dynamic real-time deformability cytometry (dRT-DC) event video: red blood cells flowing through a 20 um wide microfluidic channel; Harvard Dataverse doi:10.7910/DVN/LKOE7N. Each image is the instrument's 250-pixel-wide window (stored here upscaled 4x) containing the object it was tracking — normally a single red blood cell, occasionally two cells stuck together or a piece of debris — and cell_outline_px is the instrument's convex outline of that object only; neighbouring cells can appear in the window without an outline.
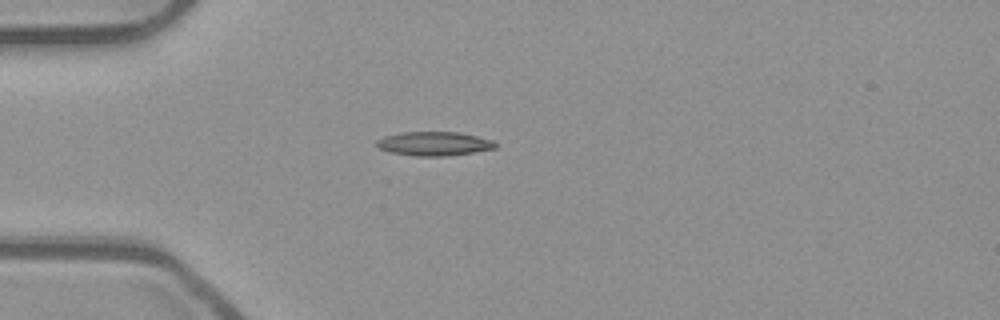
{"species": "common noctule bat (a hibernating species)", "species_latin": "Nyctalus noctula", "temperature_condition": "room temperature", "stored_images_in_passage": 39, "camera_frame_rate_fps": 3000, "um_per_image_px": 0.085, "animal": {"sex": "male", "body_mass_g": 23.1, "forearm_length_mm": 52.7}, "frame": {"image": 1, "passage_image": 1, "time_ms": 0.0, "image_size_px": [1000, 320], "cell_outline_px": [[496, 148], [448, 156], [416, 156], [392, 152], [380, 148], [376, 144], [376, 140], [384, 136], [400, 132], [460, 132], [492, 140], [496, 144]], "centroid_in_image_um": [36.89, 12.2], "position_along_channel_um": 48.1, "area_um2": 16.47}}
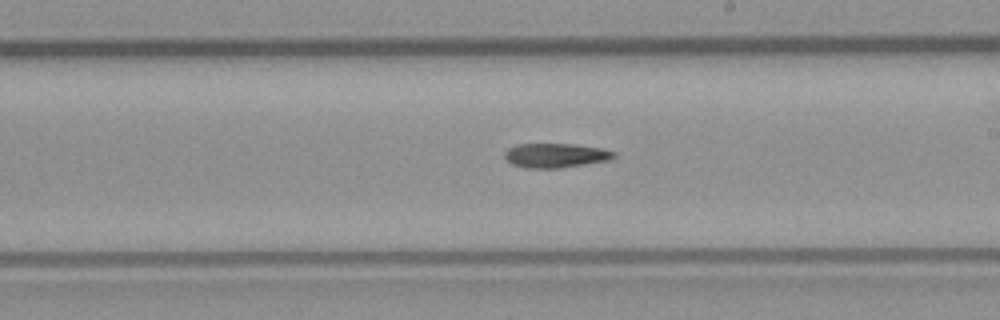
{"frame": {"image": 2, "passage_image": 17, "time_ms": 5.333, "image_size_px": [1000, 320], "cell_outline_px": [[616, 156], [608, 160], [560, 168], [528, 168], [512, 164], [504, 156], [504, 152], [508, 148], [516, 144], [568, 144], [600, 148], [616, 152]], "centroid_in_image_um": [47.2, 13.21], "position_along_channel_um": 241.8, "area_um2": 15.32}}
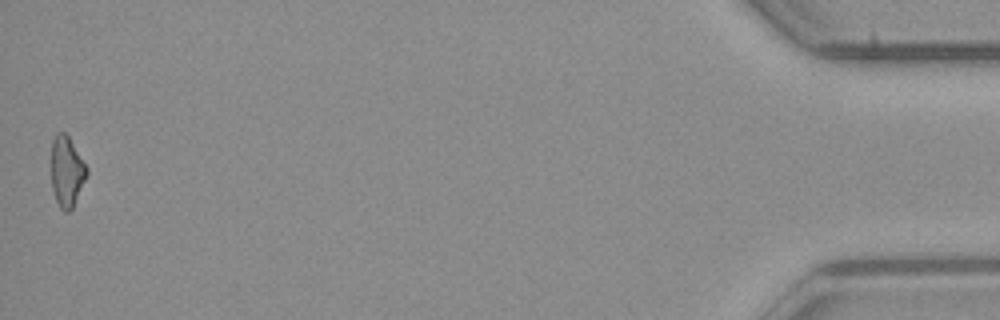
{"frame": {"image": 3, "passage_image": 39, "time_ms": 12.667, "image_size_px": [1000, 320], "cell_outline_px": [[88, 172], [72, 208], [68, 212], [64, 212], [60, 208], [56, 200], [52, 188], [52, 140], [56, 132], [64, 132], [68, 136], [88, 168]], "centroid_in_image_um": [5.67, 14.57], "position_along_channel_um": 429.5, "area_um2": 14.33}, "authors_computed_cell_mechanics": {"area_um2": 15.3748, "velocity_mm_per_s": 3.9079, "shape_relaxation_time_tau1_ms": 5.8757, "shape_relaxation_time_tau2_ms": null, "deformation_change_tau1": 0.1549, "deformation_change_tau2": null}}